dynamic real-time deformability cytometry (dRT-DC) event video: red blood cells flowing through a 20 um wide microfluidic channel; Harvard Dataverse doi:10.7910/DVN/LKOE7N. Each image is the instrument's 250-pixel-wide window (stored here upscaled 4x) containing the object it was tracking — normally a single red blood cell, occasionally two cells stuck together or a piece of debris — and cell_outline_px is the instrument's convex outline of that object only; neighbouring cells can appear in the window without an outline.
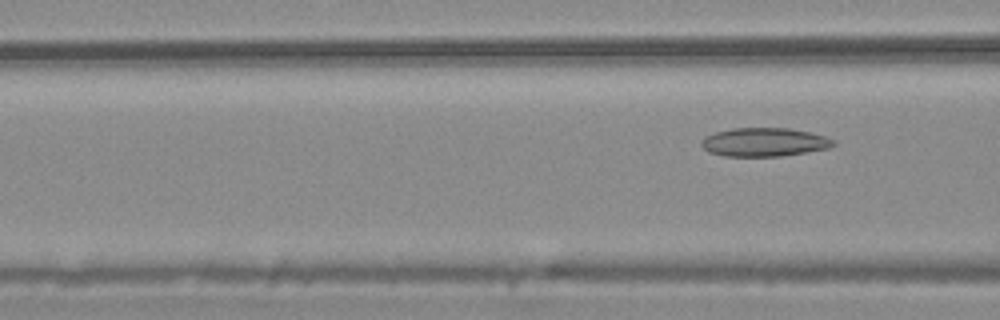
{"species": "common noctule bat (a hibernating species)", "species_latin": "Nyctalus noctula", "temperature_condition": "warm", "stored_images_in_passage": 7, "segment_of_instrument_passage": [2, 2], "camera_frame_rate_fps": 3000, "um_per_image_px": 0.085, "animal": {"sex": "male", "body_mass_g": 20.4}, "frame": {"image": 1, "passage_image": 7, "time_ms": 2.0, "image_size_px": [1000, 320], "cell_outline_px": [[836, 144], [828, 148], [780, 156], [724, 156], [708, 152], [700, 144], [704, 136], [716, 132], [732, 128], [788, 128], [808, 132], [824, 136], [836, 140]], "centroid_in_image_um": [64.93, 12.08], "position_along_channel_um": 101.7, "area_um2": 21.91}}